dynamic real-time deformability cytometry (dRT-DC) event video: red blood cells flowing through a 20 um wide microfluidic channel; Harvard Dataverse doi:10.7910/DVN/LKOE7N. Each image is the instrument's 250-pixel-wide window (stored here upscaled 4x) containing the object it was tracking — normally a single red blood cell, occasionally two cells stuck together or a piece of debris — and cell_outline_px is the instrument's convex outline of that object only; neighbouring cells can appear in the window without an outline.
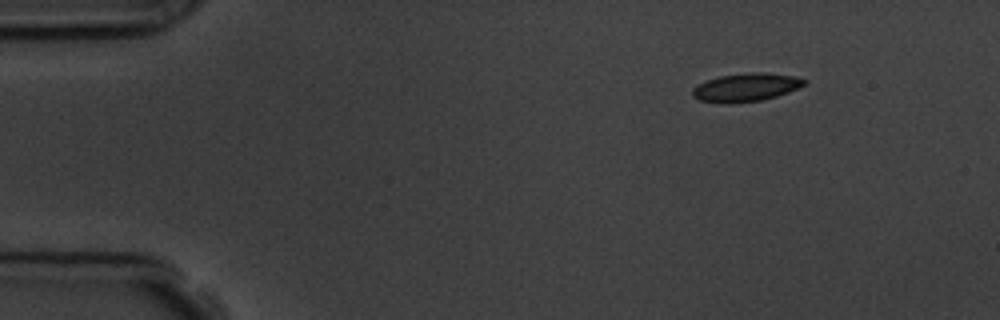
{"species": "common noctule bat (a hibernating species)", "species_latin": "Nyctalus noctula", "temperature_condition": "room temperature", "stored_images_in_passage": 5, "camera_frame_rate_fps": 3000, "um_per_image_px": 0.085, "animal": {"sex": "male", "body_mass_g": 19.5, "forearm_length_mm": 54.6}, "frame": {"image": 1, "passage_image": 1, "time_ms": 0.0, "image_size_px": [1000, 320], "cell_outline_px": [[808, 84], [788, 92], [776, 96], [760, 100], [732, 104], [720, 104], [700, 100], [692, 96], [692, 88], [708, 80], [720, 76], [752, 72], [760, 72], [796, 76], [808, 80]], "centroid_in_image_um": [63.43, 7.44], "position_along_channel_um": 21.6, "area_um2": 18.5}}
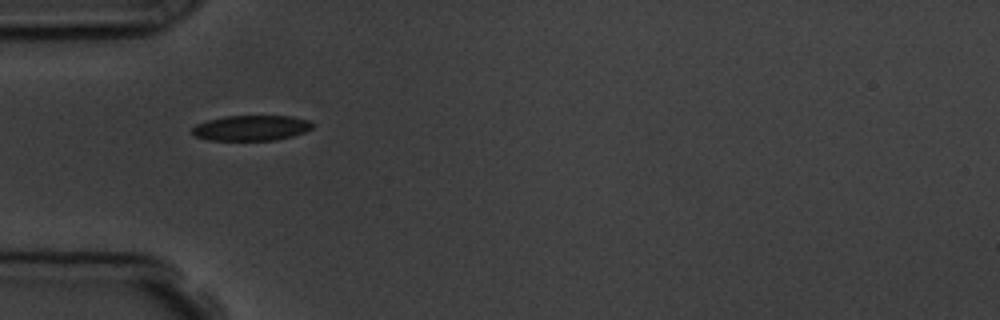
{"frame": {"image": 2, "passage_image": 4, "time_ms": 3.333, "image_size_px": [1000, 320], "cell_outline_px": [[312, 128], [304, 132], [292, 136], [276, 140], [208, 140], [192, 136], [192, 128], [196, 124], [208, 120], [224, 116], [292, 116], [312, 120]], "centroid_in_image_um": [21.35, 10.87], "position_along_channel_um": 63.7, "area_um2": 17.92}}